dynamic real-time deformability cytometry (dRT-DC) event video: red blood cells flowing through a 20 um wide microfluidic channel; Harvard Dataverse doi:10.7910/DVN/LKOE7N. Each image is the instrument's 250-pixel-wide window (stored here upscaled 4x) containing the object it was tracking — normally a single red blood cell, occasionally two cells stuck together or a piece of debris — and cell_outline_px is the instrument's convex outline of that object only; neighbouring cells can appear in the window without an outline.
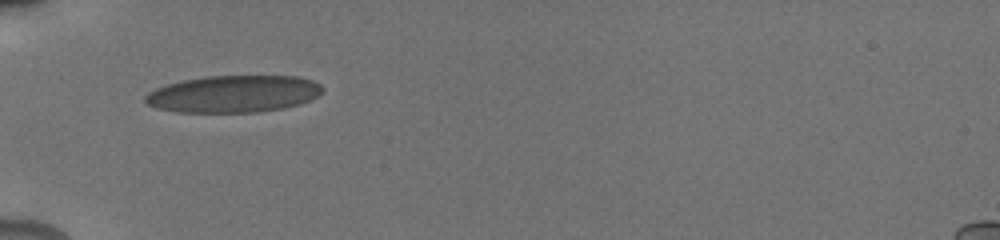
{"species": "human", "species_latin": "Homo sapiens", "temperature_condition": "cold", "stored_images_in_passage": 12, "camera_frame_rate_fps": 3000, "um_per_image_px": 0.085, "donor": {"sex": "male"}, "frame": {"image": 1, "passage_image": 1, "time_ms": 0.0, "image_size_px": [1000, 240], "cell_outline_px": [[324, 88], [316, 96], [300, 104], [284, 108], [256, 112], [176, 112], [156, 108], [148, 104], [144, 100], [144, 96], [148, 92], [156, 88], [168, 84], [184, 80], [208, 76], [296, 76], [312, 80], [320, 84]], "centroid_in_image_um": [19.83, 7.98], "position_along_channel_um": 65.2, "area_um2": 38.15}}
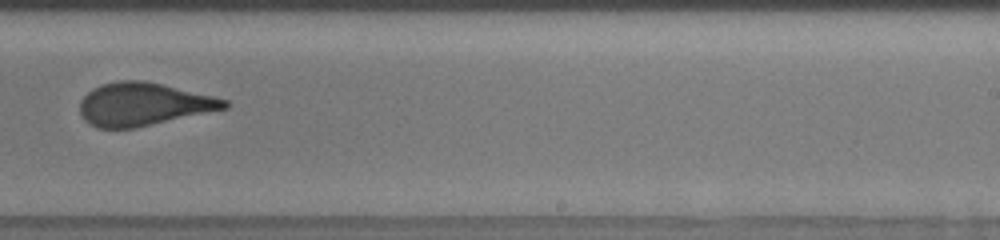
{"frame": {"image": 2, "passage_image": 6, "time_ms": 5.667, "image_size_px": [1000, 240], "cell_outline_px": [[232, 104], [228, 108], [136, 128], [96, 128], [88, 124], [84, 120], [80, 112], [80, 100], [92, 88], [100, 84], [120, 80], [144, 80], [164, 84], [228, 100]], "centroid_in_image_um": [12.18, 8.86], "position_along_channel_um": 276.8, "area_um2": 36.47}, "authors_computed_cell_mechanics": {"area_um2": 36.7608, "velocity_mm_per_s": 3.8671, "shape_relaxation_time_tau1_ms": 5.9444, "shape_relaxation_time_tau2_ms": 0.7519, "deformation_change_tau1": 0.1549, "deformation_change_tau2": 0.0526}}